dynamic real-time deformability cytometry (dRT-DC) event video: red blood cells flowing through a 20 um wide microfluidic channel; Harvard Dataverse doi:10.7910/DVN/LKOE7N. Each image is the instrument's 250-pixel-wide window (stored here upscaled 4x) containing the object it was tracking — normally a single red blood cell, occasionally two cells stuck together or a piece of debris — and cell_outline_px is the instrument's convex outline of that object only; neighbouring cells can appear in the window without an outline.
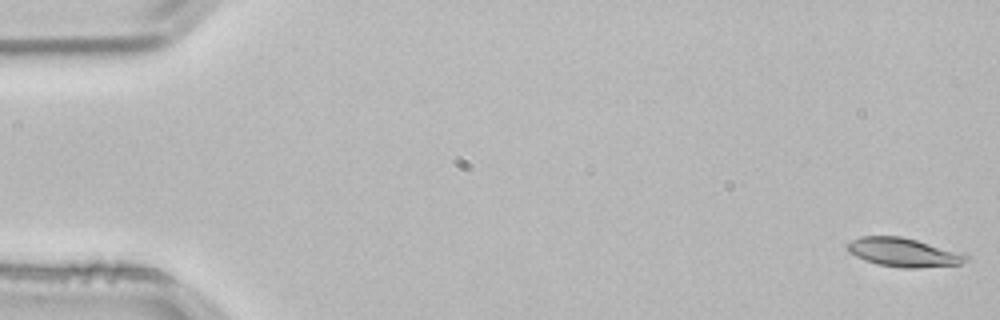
{"species": "common noctule bat (a hibernating species)", "species_latin": "Nyctalus noctula", "temperature_condition": "room temperature", "stored_images_in_passage": 4, "camera_frame_rate_fps": 3000, "um_per_image_px": 0.085, "animal": {"sex": "male", "body_mass_g": 21.5, "forearm_length_mm": 52.0}, "frame": {"image": 1, "passage_image": 1, "time_ms": 0.0, "image_size_px": [1000, 320], "cell_outline_px": [[972, 260], [960, 264], [916, 268], [900, 268], [876, 264], [864, 260], [848, 252], [848, 244], [852, 240], [860, 236], [900, 236], [964, 252], [972, 256]], "centroid_in_image_um": [76.89, 21.46], "position_along_channel_um": 8.1, "area_um2": 20.23}}
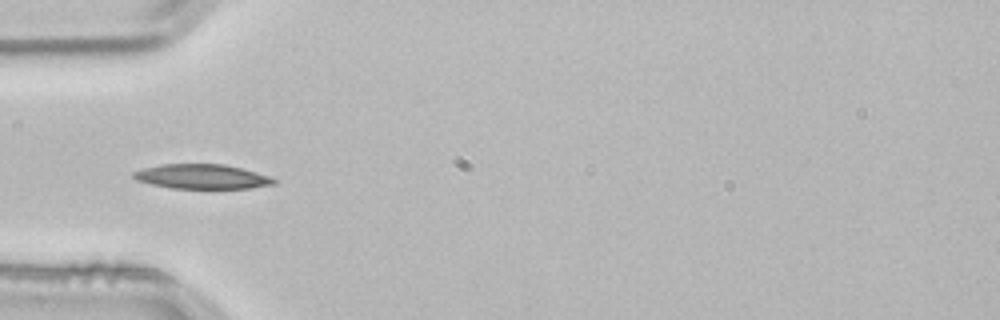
{"frame": {"image": 2, "passage_image": 4, "time_ms": 1.0, "image_size_px": [1000, 320], "cell_outline_px": [[276, 184], [248, 188], [172, 188], [152, 184], [136, 180], [132, 176], [132, 172], [144, 168], [164, 164], [224, 164], [256, 172], [268, 176], [276, 180]], "centroid_in_image_um": [17.15, 15.01], "position_along_channel_um": 67.8, "area_um2": 19.88}}